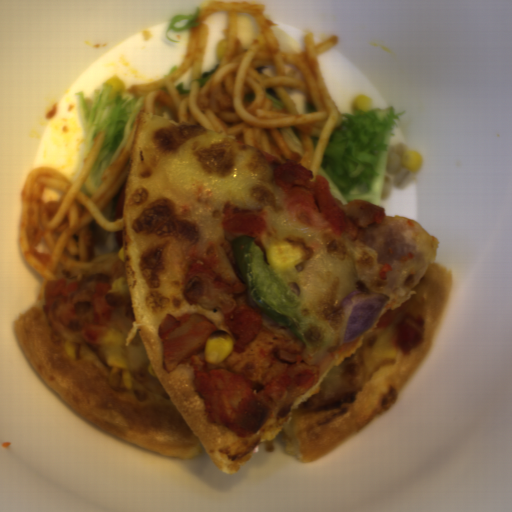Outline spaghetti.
I'll return each mask as SVG.
<instances>
[{"label":"spaghetti","instance_id":"spaghetti-2","mask_svg":"<svg viewBox=\"0 0 512 512\" xmlns=\"http://www.w3.org/2000/svg\"><path fill=\"white\" fill-rule=\"evenodd\" d=\"M135 131L87 195L82 186L104 144L98 132L74 182L51 168L28 172L21 189L19 251L43 278L37 299L46 298L47 282L105 271L126 259L124 198Z\"/></svg>","mask_w":512,"mask_h":512},{"label":"spaghetti","instance_id":"spaghetti-1","mask_svg":"<svg viewBox=\"0 0 512 512\" xmlns=\"http://www.w3.org/2000/svg\"><path fill=\"white\" fill-rule=\"evenodd\" d=\"M219 12L228 15V24L217 44L213 72L203 71L204 19ZM243 12L253 14L257 26L247 47L237 35ZM338 42L336 35L316 42L310 32L304 50L286 52L266 6L209 2L188 29L182 65L163 79L132 85L129 91L143 97L139 111L199 125L210 133L232 134L238 143L269 152L281 163L298 162L312 172V182L332 134L344 122L319 60Z\"/></svg>","mask_w":512,"mask_h":512}]
</instances>
